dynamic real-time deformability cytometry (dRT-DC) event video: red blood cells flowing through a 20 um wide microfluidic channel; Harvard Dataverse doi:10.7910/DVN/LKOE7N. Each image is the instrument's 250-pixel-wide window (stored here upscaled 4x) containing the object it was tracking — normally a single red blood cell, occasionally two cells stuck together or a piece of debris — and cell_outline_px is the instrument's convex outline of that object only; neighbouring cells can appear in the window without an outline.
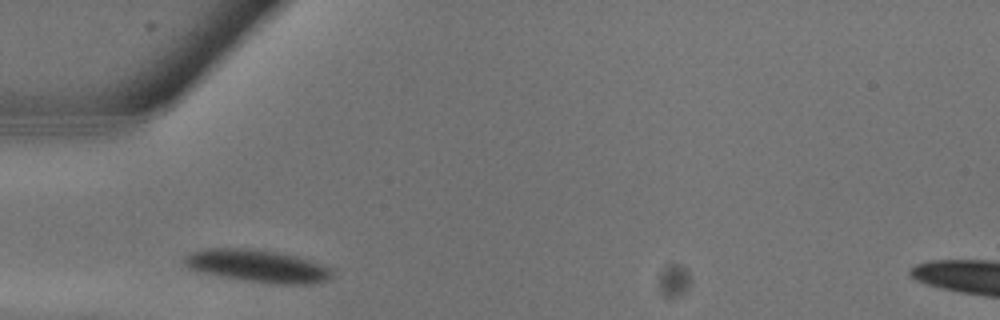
{"species": "common noctule bat (a hibernating species)", "species_latin": "Nyctalus noctula", "temperature_condition": "warm", "stored_images_in_passage": 4, "camera_frame_rate_fps": 3000, "um_per_image_px": 0.085, "animal": {"sex": "male", "body_mass_g": 13.3}, "frame": {"image": 1, "passage_image": 1, "time_ms": 0.0, "image_size_px": [1000, 320], "cell_outline_px": [[332, 276], [328, 280], [312, 284], [280, 284], [244, 280], [196, 272], [188, 268], [184, 264], [184, 256], [188, 252], [204, 248], [252, 248], [280, 252], [296, 256], [324, 264], [332, 272]], "centroid_in_image_um": [21.84, 22.59], "position_along_channel_um": 63.2, "area_um2": 28.38}}
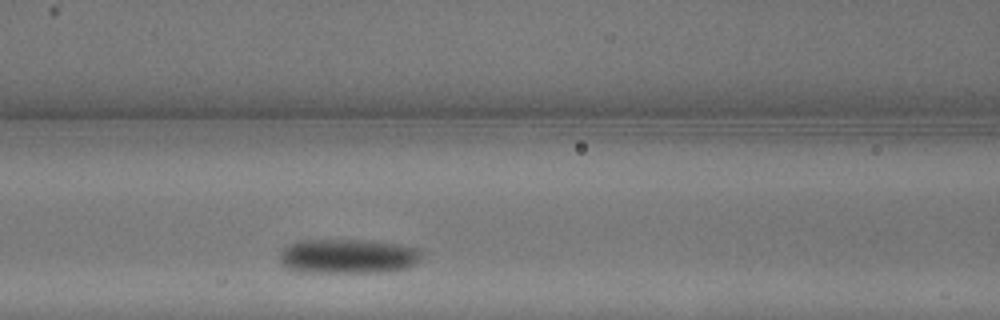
{"frame": {"image": 2, "passage_image": 4, "time_ms": 1.0, "image_size_px": [1000, 320], "cell_outline_px": [[420, 260], [416, 264], [408, 268], [388, 272], [308, 272], [288, 268], [280, 260], [280, 252], [288, 244], [296, 240], [372, 240], [400, 244], [420, 248]], "centroid_in_image_um": [29.63, 21.77], "position_along_channel_um": 137.0, "area_um2": 28.84}}